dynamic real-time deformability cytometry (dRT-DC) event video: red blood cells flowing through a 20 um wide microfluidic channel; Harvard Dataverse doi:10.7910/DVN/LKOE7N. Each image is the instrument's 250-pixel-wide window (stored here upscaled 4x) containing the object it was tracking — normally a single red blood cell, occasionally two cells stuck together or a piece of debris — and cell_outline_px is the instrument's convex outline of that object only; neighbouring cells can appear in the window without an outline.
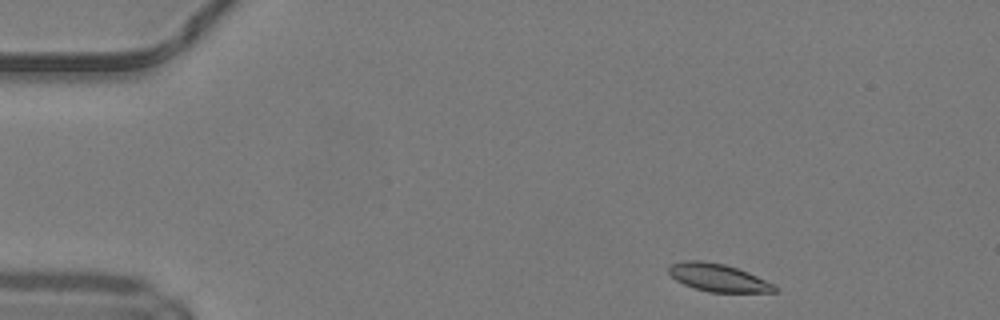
{"species": "common noctule bat (a hibernating species)", "species_latin": "Nyctalus noctula", "temperature_condition": "warm", "stored_images_in_passage": 43, "camera_frame_rate_fps": 3000, "um_per_image_px": 0.085, "animal": {"sex": "male", "body_mass_g": 19.2, "forearm_length_mm": 51.8}, "frame": {"image": 1, "passage_image": 1, "time_ms": 0.0, "image_size_px": [1000, 320], "cell_outline_px": [[776, 292], [708, 292], [684, 284], [676, 280], [668, 272], [668, 264], [684, 260], [700, 260], [724, 264], [748, 272], [776, 284]], "centroid_in_image_um": [61.03, 23.59], "position_along_channel_um": 24.0, "area_um2": 17.17}}
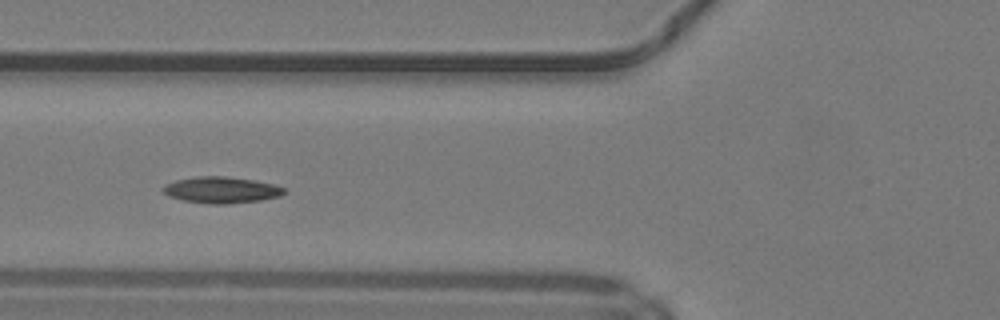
{"frame": {"image": 2, "passage_image": 13, "time_ms": 4.0, "image_size_px": [1000, 320], "cell_outline_px": [[288, 192], [280, 196], [260, 200], [228, 204], [212, 204], [184, 200], [168, 196], [160, 188], [164, 184], [176, 180], [196, 176], [224, 176], [252, 180], [276, 184], [284, 188]], "centroid_in_image_um": [18.82, 16.14], "position_along_channel_um": 107.0, "area_um2": 18.67}}
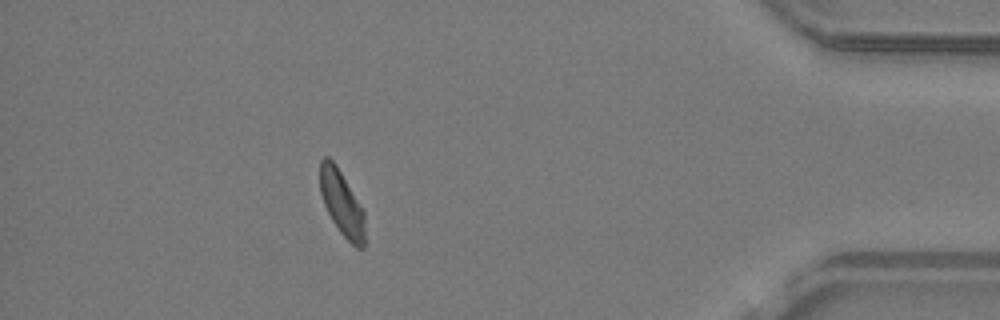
{"frame": {"image": 3, "passage_image": 38, "time_ms": 12.333, "image_size_px": [1000, 320], "cell_outline_px": [[364, 248], [356, 248], [340, 232], [332, 220], [324, 204], [320, 192], [320, 160], [324, 156], [328, 156], [336, 164], [360, 204], [364, 212]], "centroid_in_image_um": [29.04, 17.25], "position_along_channel_um": 406.2, "area_um2": 16.88}, "authors_computed_cell_mechanics": {"area_um2": 17.629, "velocity_mm_per_s": 4.1872, "shape_relaxation_time_tau1_ms": 6.6367, "shape_relaxation_time_tau2_ms": 4.6839, "deformation_change_tau1": 0.1626, "deformation_change_tau2": 0.0988}}